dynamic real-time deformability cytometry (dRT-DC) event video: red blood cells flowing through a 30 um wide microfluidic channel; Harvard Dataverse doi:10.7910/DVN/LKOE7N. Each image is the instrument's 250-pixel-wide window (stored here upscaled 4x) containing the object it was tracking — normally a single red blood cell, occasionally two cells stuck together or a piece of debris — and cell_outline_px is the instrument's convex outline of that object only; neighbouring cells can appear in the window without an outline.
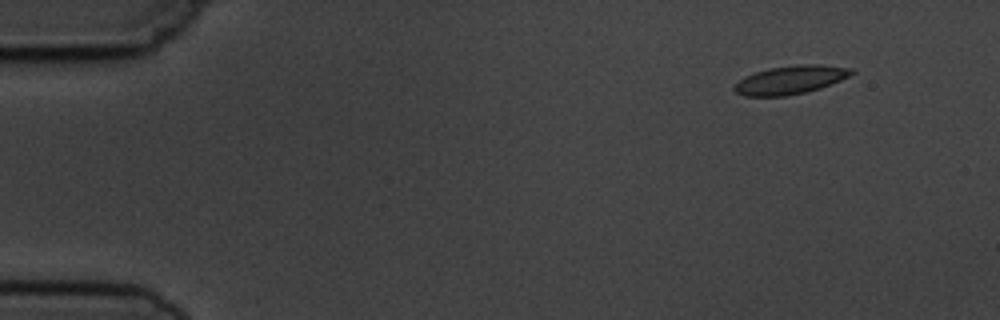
{"species": "common noctule bat (a hibernating species)", "species_latin": "Nyctalus noctula", "temperature_condition": "cold", "stored_images_in_passage": 4, "camera_frame_rate_fps": 3000, "um_per_image_px": 0.085, "animal": {"sex": "male", "body_mass_g": 19.5, "forearm_length_mm": 54.6}, "frame": {"image": 1, "passage_image": 1, "time_ms": 0.0, "image_size_px": [1000, 320], "cell_outline_px": [[856, 72], [840, 80], [820, 88], [804, 92], [784, 96], [744, 96], [736, 92], [732, 88], [744, 76], [768, 68], [800, 64], [820, 64], [852, 68]], "centroid_in_image_um": [67.19, 6.78], "position_along_channel_um": 17.8, "area_um2": 19.31}}
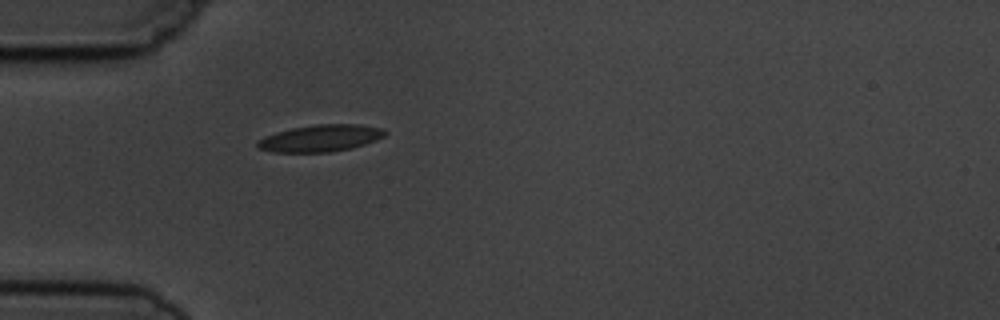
{"frame": {"image": 2, "passage_image": 4, "time_ms": 3.667, "image_size_px": [1000, 320], "cell_outline_px": [[388, 132], [384, 136], [376, 140], [352, 148], [328, 152], [272, 152], [260, 148], [256, 144], [256, 140], [264, 136], [276, 132], [292, 128], [316, 124], [360, 124], [384, 128]], "centroid_in_image_um": [27.25, 11.74], "position_along_channel_um": 57.7, "area_um2": 20.06}}